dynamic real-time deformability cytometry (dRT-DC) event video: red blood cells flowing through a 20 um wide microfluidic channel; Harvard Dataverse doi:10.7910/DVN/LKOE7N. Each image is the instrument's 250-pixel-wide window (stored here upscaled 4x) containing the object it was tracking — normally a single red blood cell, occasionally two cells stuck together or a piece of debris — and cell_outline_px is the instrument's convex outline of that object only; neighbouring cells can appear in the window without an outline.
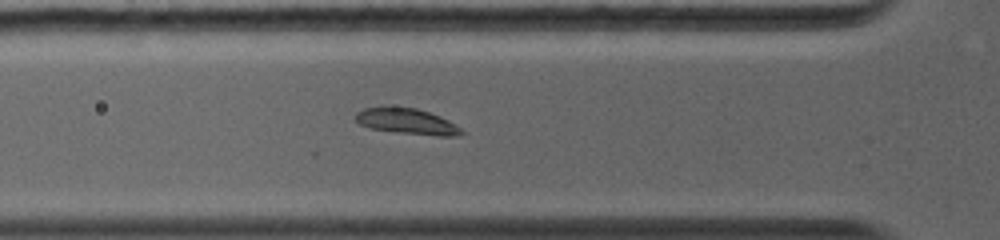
{"species": "common noctule bat (a hibernating species)", "species_latin": "Nyctalus noctula", "temperature_condition": "warm", "stored_images_in_passage": 28, "camera_frame_rate_fps": 5000, "um_per_image_px": 0.085, "animal": {"sex": "female", "body_mass_g": 19.0, "forearm_length_mm": 56.7}, "frame": {"image": 1, "passage_image": 9, "time_ms": 3.6, "image_size_px": [1000, 240], "cell_outline_px": [[464, 132], [456, 136], [436, 136], [400, 132], [372, 128], [360, 124], [356, 120], [356, 112], [364, 108], [416, 108], [440, 116], [448, 120], [460, 128]], "centroid_in_image_um": [34.63, 10.33], "position_along_channel_um": 91.2, "area_um2": 15.32}}
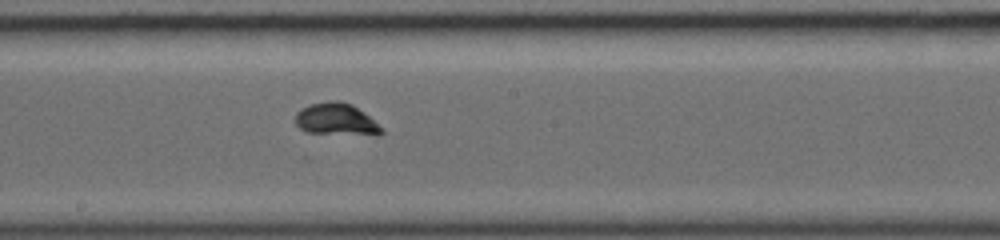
{"frame": {"image": 2, "passage_image": 14, "time_ms": 6.6, "image_size_px": [1000, 240], "cell_outline_px": [[384, 132], [380, 136], [308, 132], [300, 128], [296, 124], [296, 112], [300, 108], [308, 104], [328, 100], [340, 100], [352, 104], [364, 112], [384, 128]], "centroid_in_image_um": [28.62, 10.14], "position_along_channel_um": 219.6, "area_um2": 16.47}}
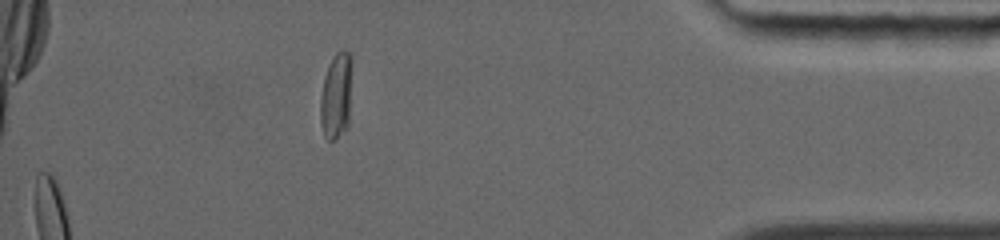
{"frame": {"image": 3, "passage_image": 23, "time_ms": 12.0, "image_size_px": [1000, 240], "cell_outline_px": [[352, 60], [348, 124], [332, 140], [328, 140], [324, 136], [320, 120], [320, 100], [324, 76], [332, 56], [340, 48], [344, 48], [352, 56]], "centroid_in_image_um": [28.57, 8.03], "position_along_channel_um": 406.6, "area_um2": 15.9}, "authors_computed_cell_mechanics": {"area_um2": 16.0684, "velocity_mm_per_s": 4.2665, "shape_relaxation_time_tau1_ms": 5.9443, "shape_relaxation_time_tau2_ms": null, "deformation_change_tau1": 0.2953, "deformation_change_tau2": null}}